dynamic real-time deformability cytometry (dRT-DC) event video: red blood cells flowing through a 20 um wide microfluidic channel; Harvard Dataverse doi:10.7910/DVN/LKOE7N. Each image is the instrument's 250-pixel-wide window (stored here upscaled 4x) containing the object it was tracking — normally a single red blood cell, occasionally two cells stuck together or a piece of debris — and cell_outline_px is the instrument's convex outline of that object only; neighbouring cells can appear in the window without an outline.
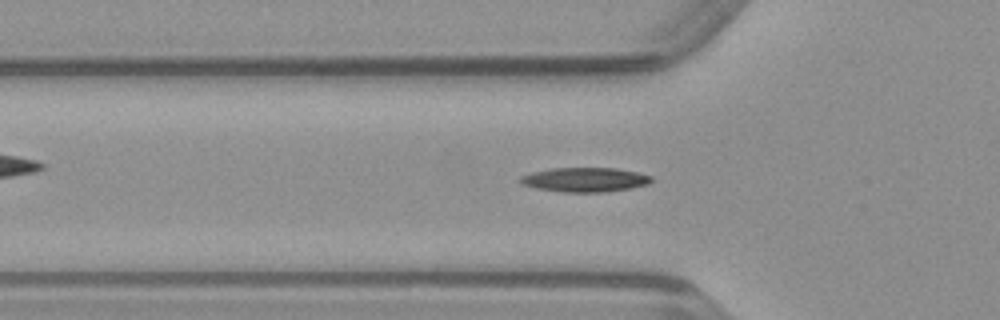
{"species": "common noctule bat (a hibernating species)", "species_latin": "Nyctalus noctula", "temperature_condition": "warm", "stored_images_in_passage": 50, "camera_frame_rate_fps": 3000, "um_per_image_px": 0.085, "animal": {"sex": "male", "body_mass_g": 23.1, "forearm_length_mm": 52.7}, "frame": {"image": 1, "passage_image": 16, "time_ms": 5.0, "image_size_px": [1000, 320], "cell_outline_px": [[652, 180], [648, 184], [628, 188], [604, 192], [564, 192], [536, 188], [520, 184], [516, 180], [520, 176], [532, 172], [552, 168], [616, 168], [636, 172], [652, 176]], "centroid_in_image_um": [49.65, 15.27], "position_along_channel_um": 76.1, "area_um2": 18.61}}
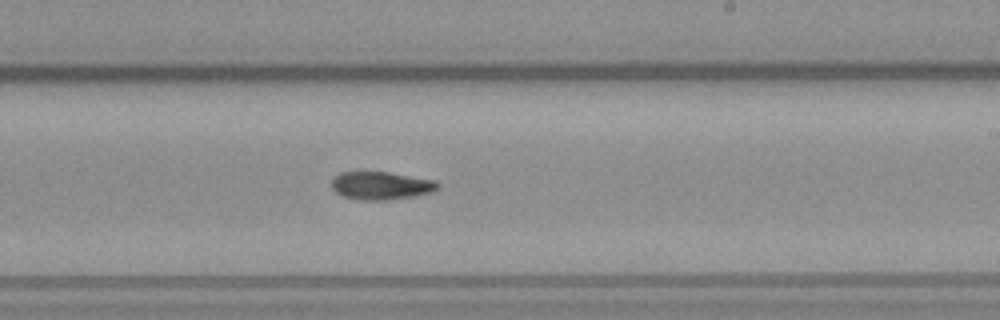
{"frame": {"image": 2, "passage_image": 29, "time_ms": 9.333, "image_size_px": [1000, 320], "cell_outline_px": [[440, 184], [432, 192], [412, 196], [388, 200], [364, 200], [344, 196], [336, 192], [332, 188], [332, 176], [340, 172], [388, 172], [436, 180]], "centroid_in_image_um": [32.37, 15.76], "position_along_channel_um": 256.6, "area_um2": 17.22}}
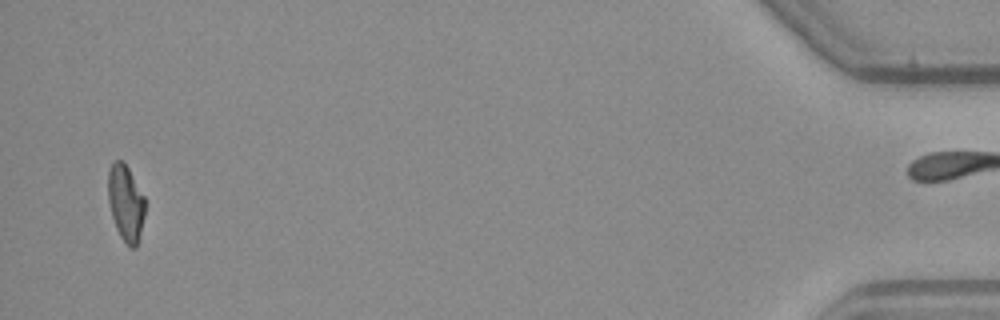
{"frame": {"image": 3, "passage_image": 48, "time_ms": 15.667, "image_size_px": [1000, 320], "cell_outline_px": [[144, 216], [136, 248], [132, 248], [120, 236], [116, 228], [112, 216], [108, 200], [108, 172], [112, 164], [116, 160], [124, 160], [144, 196]], "centroid_in_image_um": [10.68, 17.21], "position_along_channel_um": 424.5, "area_um2": 16.18}}